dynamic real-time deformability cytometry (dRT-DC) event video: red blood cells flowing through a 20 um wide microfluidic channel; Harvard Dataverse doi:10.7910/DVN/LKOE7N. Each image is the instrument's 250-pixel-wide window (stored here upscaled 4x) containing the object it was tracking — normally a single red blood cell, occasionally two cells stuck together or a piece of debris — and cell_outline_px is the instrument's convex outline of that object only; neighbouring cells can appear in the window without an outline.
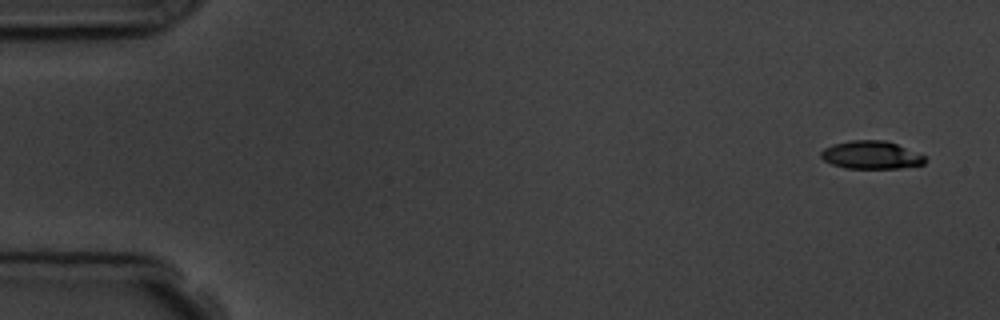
{"species": "common noctule bat (a hibernating species)", "species_latin": "Nyctalus noctula", "temperature_condition": "room temperature", "stored_images_in_passage": 4, "camera_frame_rate_fps": 3000, "um_per_image_px": 0.085, "animal": {"sex": "male", "body_mass_g": 19.5, "forearm_length_mm": 54.6}, "frame": {"image": 1, "passage_image": 1, "time_ms": 0.0, "image_size_px": [1000, 320], "cell_outline_px": [[928, 160], [924, 164], [900, 168], [844, 168], [832, 164], [824, 160], [820, 156], [820, 152], [824, 148], [832, 144], [852, 140], [884, 140], [896, 144], [928, 156]], "centroid_in_image_um": [74.08, 13.17], "position_along_channel_um": 10.9, "area_um2": 17.11}}
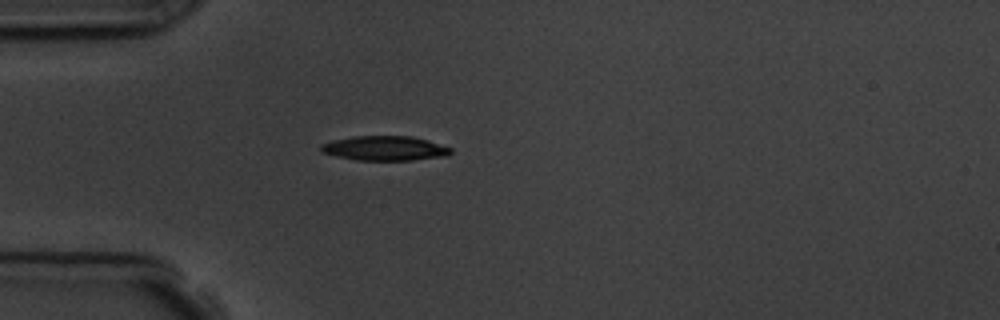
{"frame": {"image": 2, "passage_image": 4, "time_ms": 4.333, "image_size_px": [1000, 320], "cell_outline_px": [[452, 152], [448, 156], [412, 160], [356, 160], [336, 156], [320, 152], [320, 144], [332, 140], [352, 136], [412, 136], [428, 140], [452, 148]], "centroid_in_image_um": [32.7, 12.6], "position_along_channel_um": 52.3, "area_um2": 18.79}}